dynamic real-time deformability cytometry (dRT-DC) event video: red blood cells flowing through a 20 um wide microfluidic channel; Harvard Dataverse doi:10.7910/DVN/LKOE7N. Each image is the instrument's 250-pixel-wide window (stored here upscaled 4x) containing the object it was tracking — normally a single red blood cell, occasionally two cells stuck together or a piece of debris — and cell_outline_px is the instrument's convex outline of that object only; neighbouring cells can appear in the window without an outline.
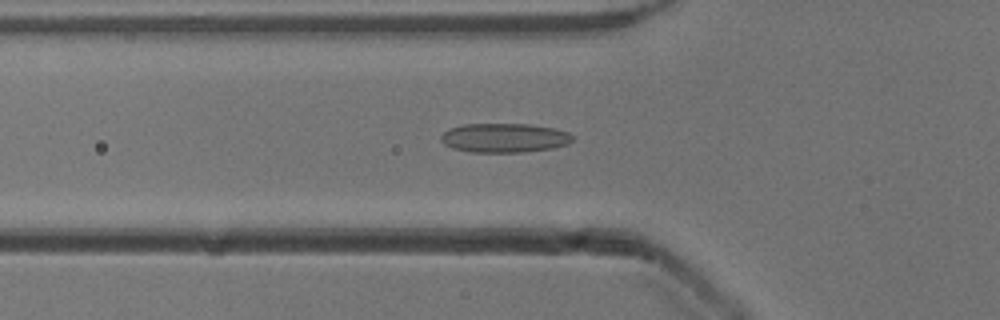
{"species": "common noctule bat (a hibernating species)", "species_latin": "Nyctalus noctula", "temperature_condition": "cold", "stored_images_in_passage": 47, "camera_frame_rate_fps": 3000, "um_per_image_px": 0.085, "animal": {"sex": "male", "body_mass_g": 13.3}, "frame": {"image": 1, "passage_image": 13, "time_ms": 4.0, "image_size_px": [1000, 320], "cell_outline_px": [[572, 140], [568, 144], [552, 148], [524, 152], [472, 152], [452, 148], [444, 144], [440, 140], [440, 136], [448, 128], [464, 124], [528, 124], [552, 128], [568, 132], [572, 136]], "centroid_in_image_um": [42.83, 11.72], "position_along_channel_um": 83.0, "area_um2": 22.37}}
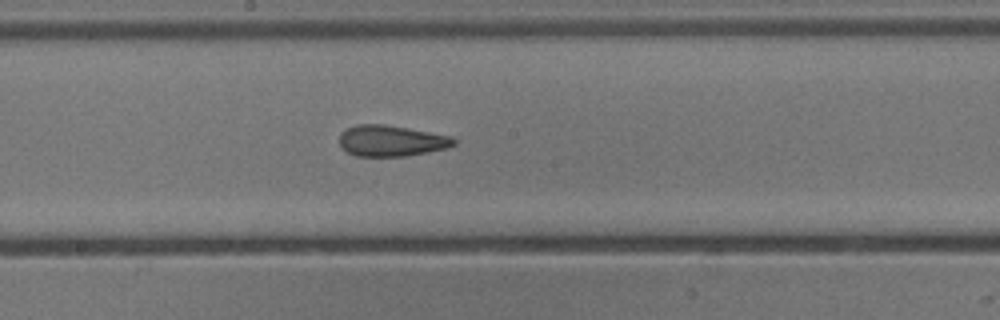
{"frame": {"image": 2, "passage_image": 23, "time_ms": 7.333, "image_size_px": [1000, 320], "cell_outline_px": [[456, 144], [448, 148], [404, 156], [356, 156], [340, 148], [340, 132], [356, 124], [384, 124], [408, 128], [452, 136], [456, 140]], "centroid_in_image_um": [33.25, 11.96], "position_along_channel_um": 215.0, "area_um2": 20.75}}
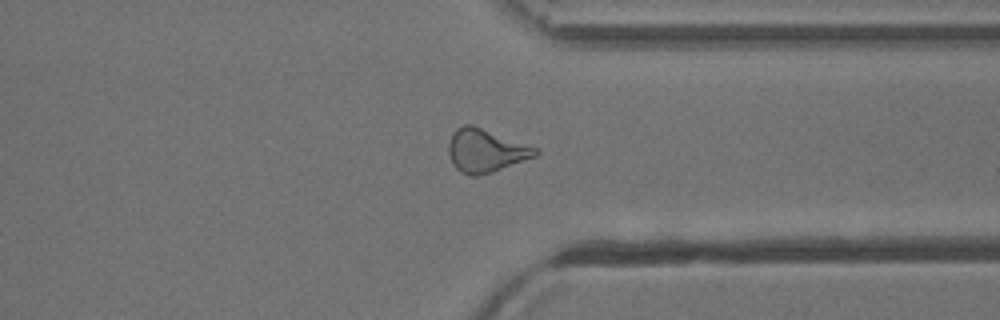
{"frame": {"image": 3, "passage_image": 35, "time_ms": 11.333, "image_size_px": [1000, 320], "cell_outline_px": [[540, 152], [536, 156], [476, 176], [472, 176], [460, 172], [452, 164], [448, 152], [448, 144], [452, 132], [456, 128], [464, 124], [472, 124], [540, 148]], "centroid_in_image_um": [41.27, 12.77], "position_along_channel_um": 370.1, "area_um2": 21.85}, "authors_computed_cell_mechanics": {"area_um2": 21.6172, "velocity_mm_per_s": 3.9173, "shape_relaxation_time_tau1_ms": null, "shape_relaxation_time_tau2_ms": 2.2675, "deformation_change_tau1": null, "deformation_change_tau2": 0.1029}}